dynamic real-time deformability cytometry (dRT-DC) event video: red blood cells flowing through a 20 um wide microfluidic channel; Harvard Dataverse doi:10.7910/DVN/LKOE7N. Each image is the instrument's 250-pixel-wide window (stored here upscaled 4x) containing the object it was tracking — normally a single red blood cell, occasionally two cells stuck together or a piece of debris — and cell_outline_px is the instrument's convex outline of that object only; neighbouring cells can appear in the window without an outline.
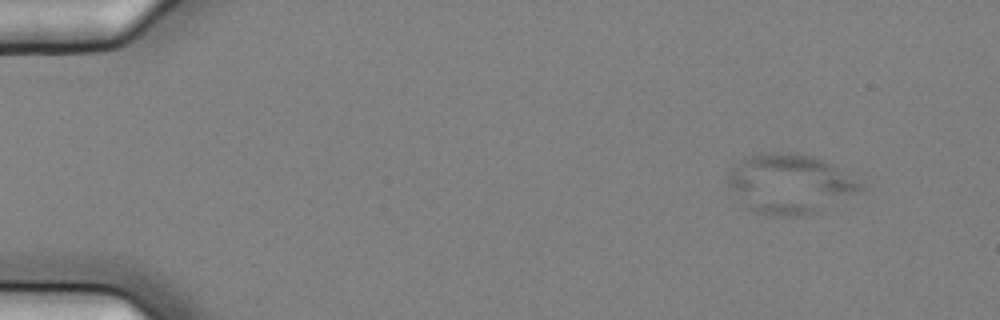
{"species": "common noctule bat (a hibernating species)", "species_latin": "Nyctalus noctula", "temperature_condition": "cold", "stored_images_in_passage": 5, "camera_frame_rate_fps": 3000, "um_per_image_px": 0.085, "animal": {"sex": "female", "body_mass_g": 25.1}, "frame": {"image": 1, "passage_image": 3, "time_ms": 0.667, "image_size_px": [1000, 320], "cell_outline_px": [[868, 188], [820, 212], [808, 216], [776, 216], [756, 212], [748, 208], [728, 188], [728, 172], [744, 156], [768, 152], [796, 152], [812, 156], [824, 160], [856, 172]], "centroid_in_image_um": [67.27, 15.61], "position_along_channel_um": 17.7, "area_um2": 47.63}}